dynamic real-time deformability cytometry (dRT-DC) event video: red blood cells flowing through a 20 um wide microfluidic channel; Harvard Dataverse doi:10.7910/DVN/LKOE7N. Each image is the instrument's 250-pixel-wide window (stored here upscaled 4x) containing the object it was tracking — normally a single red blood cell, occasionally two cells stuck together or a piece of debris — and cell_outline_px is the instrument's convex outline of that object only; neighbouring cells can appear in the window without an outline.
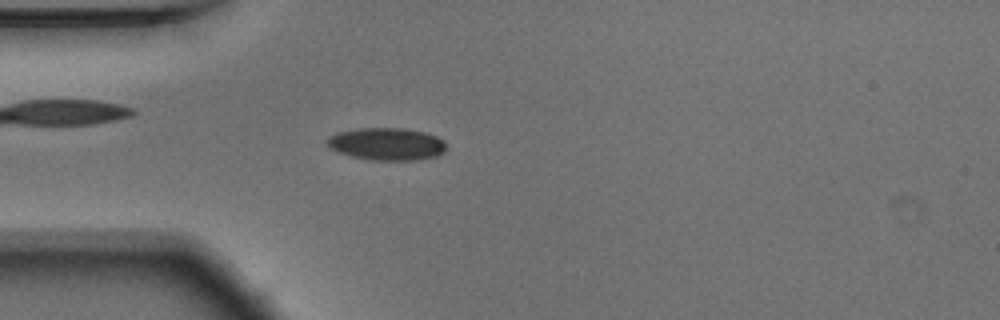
{"species": "Egyptian fruit bat (a non-hibernating species)", "species_latin": "Rousettus aegyptiacus", "temperature_condition": "warm", "stored_images_in_passage": 53, "camera_frame_rate_fps": 3000, "um_per_image_px": 0.085, "animal": {"sex": "male"}, "frame": {"image": 1, "passage_image": 14, "time_ms": 4.333, "image_size_px": [1000, 320], "cell_outline_px": [[444, 152], [436, 156], [416, 160], [372, 160], [352, 156], [328, 148], [324, 140], [328, 136], [336, 132], [360, 128], [404, 128], [424, 132], [436, 136], [444, 140]], "centroid_in_image_um": [32.82, 12.23], "position_along_channel_um": 52.2, "area_um2": 22.6}}
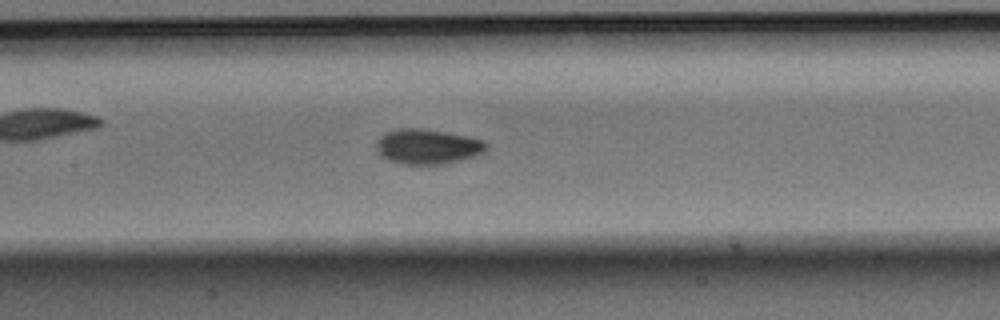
{"frame": {"image": 2, "passage_image": 24, "time_ms": 7.667, "image_size_px": [1000, 320], "cell_outline_px": [[488, 148], [484, 152], [476, 156], [444, 164], [400, 164], [388, 160], [380, 156], [376, 148], [376, 144], [380, 136], [384, 132], [396, 128], [420, 128], [444, 132], [484, 140], [488, 144]], "centroid_in_image_um": [36.31, 12.46], "position_along_channel_um": 171.1, "area_um2": 22.6}}
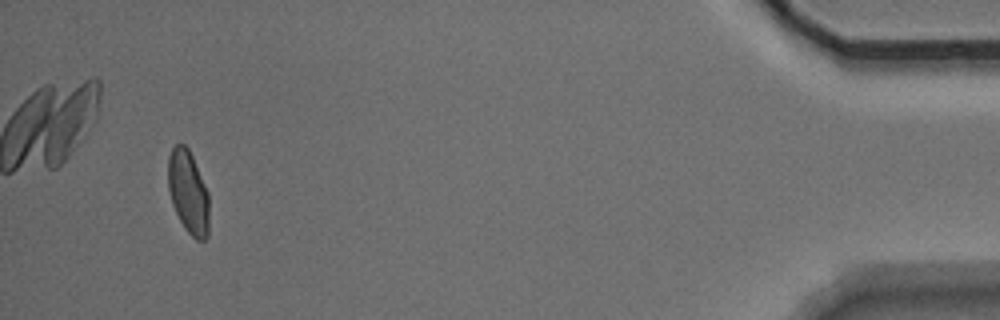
{"frame": {"image": 3, "passage_image": 50, "time_ms": 16.333, "image_size_px": [1000, 320], "cell_outline_px": [[208, 236], [204, 240], [196, 240], [184, 228], [172, 204], [168, 188], [168, 156], [172, 148], [176, 144], [184, 144], [188, 148], [192, 156], [208, 192]], "centroid_in_image_um": [15.99, 16.33], "position_along_channel_um": 419.2, "area_um2": 19.77}, "authors_computed_cell_mechanics": {"area_um2": 21.0392, "velocity_mm_per_s": 3.756, "shape_relaxation_time_tau1_ms": 3.3664, "shape_relaxation_time_tau2_ms": 1.0087, "deformation_change_tau1": 0.1341, "deformation_change_tau2": 0.0493}}